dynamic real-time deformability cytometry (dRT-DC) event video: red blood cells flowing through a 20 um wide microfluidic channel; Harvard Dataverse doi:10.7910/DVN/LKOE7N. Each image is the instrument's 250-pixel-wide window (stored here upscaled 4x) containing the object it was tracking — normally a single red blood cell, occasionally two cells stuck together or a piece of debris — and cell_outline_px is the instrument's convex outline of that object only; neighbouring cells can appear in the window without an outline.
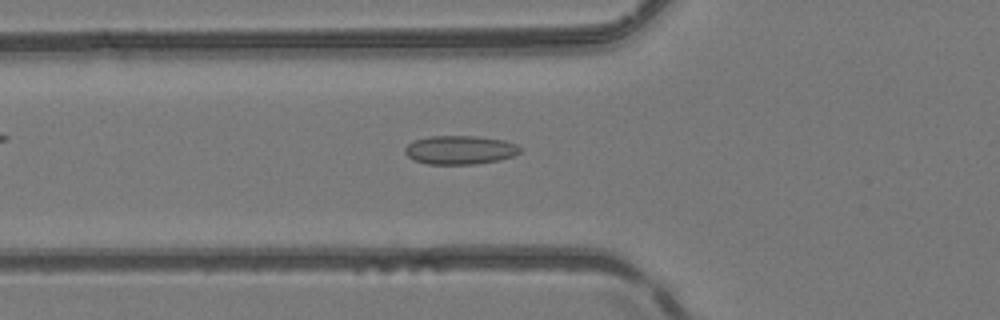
{"species": "common noctule bat (a hibernating species)", "species_latin": "Nyctalus noctula", "temperature_condition": "room temperature", "stored_images_in_passage": 50, "camera_frame_rate_fps": 3000, "um_per_image_px": 0.085, "animal": {"sex": "female", "body_mass_g": 24.6, "forearm_length_mm": 56.2}, "frame": {"image": 1, "passage_image": 18, "time_ms": 5.667, "image_size_px": [1000, 320], "cell_outline_px": [[520, 152], [512, 156], [500, 160], [476, 164], [428, 164], [412, 160], [404, 152], [404, 148], [408, 144], [416, 140], [428, 136], [476, 136], [504, 140], [516, 144], [520, 148]], "centroid_in_image_um": [39.08, 12.75], "position_along_channel_um": 86.7, "area_um2": 19.31}}
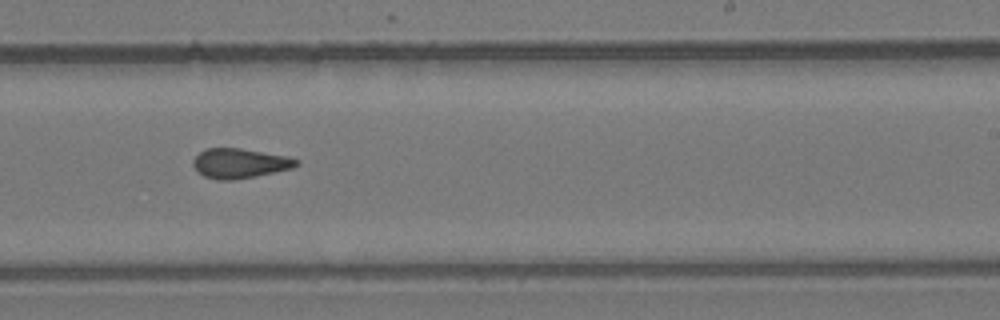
{"frame": {"image": 2, "passage_image": 31, "time_ms": 10.0, "image_size_px": [1000, 320], "cell_outline_px": [[300, 164], [292, 168], [256, 176], [232, 180], [216, 180], [204, 176], [196, 172], [192, 164], [192, 160], [200, 152], [208, 148], [240, 148], [288, 156], [300, 160]], "centroid_in_image_um": [20.37, 13.88], "position_along_channel_um": 268.6, "area_um2": 18.03}}
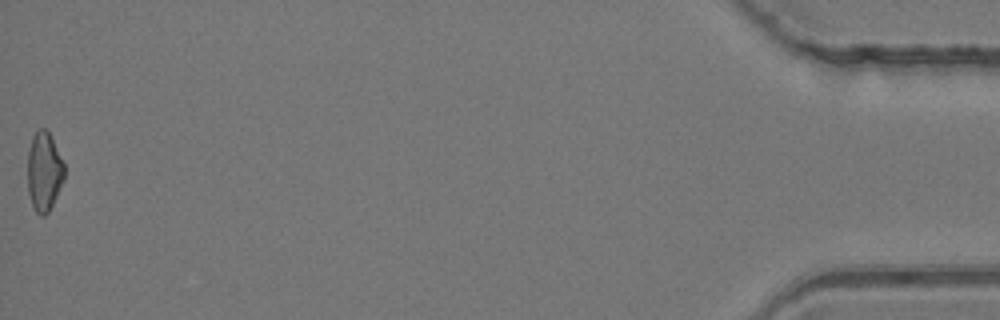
{"frame": {"image": 3, "passage_image": 50, "time_ms": 16.333, "image_size_px": [1000, 320], "cell_outline_px": [[64, 180], [48, 212], [44, 216], [40, 216], [36, 212], [32, 204], [28, 192], [28, 152], [32, 136], [36, 128], [44, 128], [48, 132], [64, 164]], "centroid_in_image_um": [3.73, 14.58], "position_along_channel_um": 431.5, "area_um2": 16.76}, "authors_computed_cell_mechanics": {"area_um2": 17.9469, "velocity_mm_per_s": 4.1856, "shape_relaxation_time_tau1_ms": null, "shape_relaxation_time_tau2_ms": 1.9459, "deformation_change_tau1": null, "deformation_change_tau2": 0.0885}}